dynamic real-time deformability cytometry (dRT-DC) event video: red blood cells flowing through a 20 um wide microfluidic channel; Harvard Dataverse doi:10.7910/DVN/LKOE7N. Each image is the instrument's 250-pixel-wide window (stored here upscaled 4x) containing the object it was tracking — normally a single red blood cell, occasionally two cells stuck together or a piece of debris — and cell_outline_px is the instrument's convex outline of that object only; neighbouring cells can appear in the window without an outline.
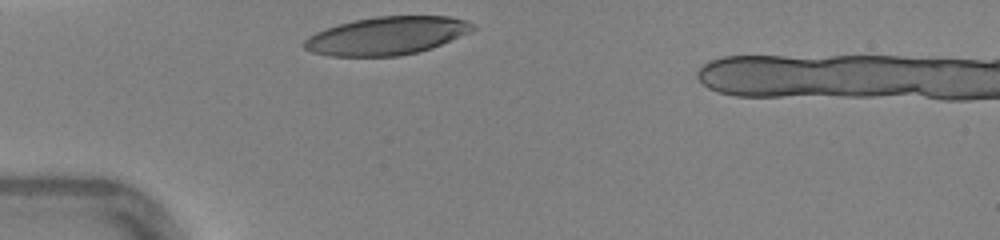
{"species": "human", "species_latin": "Homo sapiens", "temperature_condition": "warm", "stored_images_in_passage": 25, "camera_frame_rate_fps": 3000, "um_per_image_px": 0.085, "donor": {"sex": "female"}, "frame": {"image": 1, "passage_image": 1, "time_ms": 0.0, "image_size_px": [1000, 240], "cell_outline_px": [[476, 28], [468, 32], [432, 48], [400, 56], [332, 56], [312, 52], [304, 48], [304, 40], [308, 36], [316, 32], [352, 20], [376, 16], [448, 16], [468, 20], [476, 24]], "centroid_in_image_um": [32.89, 3.03], "position_along_channel_um": 52.1, "area_um2": 37.22}}
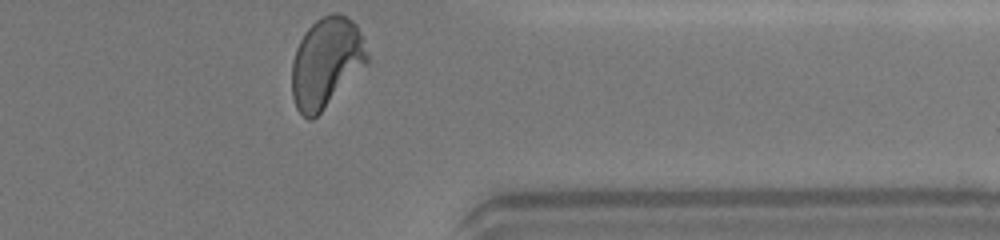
{"frame": {"image": 2, "passage_image": 25, "time_ms": 8.0, "image_size_px": [1000, 240], "cell_outline_px": [[368, 64], [312, 120], [308, 120], [296, 108], [292, 96], [292, 60], [296, 48], [304, 32], [316, 20], [332, 12], [336, 12], [352, 20], [356, 24], [364, 36], [368, 56]], "centroid_in_image_um": [27.74, 5.3], "position_along_channel_um": 383.7, "area_um2": 39.65}, "authors_computed_cell_mechanics": {"area_um2": 39.6508, "velocity_mm_per_s": 4.3967, "shape_relaxation_time_tau1_ms": 2.748, "shape_relaxation_time_tau2_ms": 0.6547, "deformation_change_tau1": 0.1801, "deformation_change_tau2": 0.0637}}